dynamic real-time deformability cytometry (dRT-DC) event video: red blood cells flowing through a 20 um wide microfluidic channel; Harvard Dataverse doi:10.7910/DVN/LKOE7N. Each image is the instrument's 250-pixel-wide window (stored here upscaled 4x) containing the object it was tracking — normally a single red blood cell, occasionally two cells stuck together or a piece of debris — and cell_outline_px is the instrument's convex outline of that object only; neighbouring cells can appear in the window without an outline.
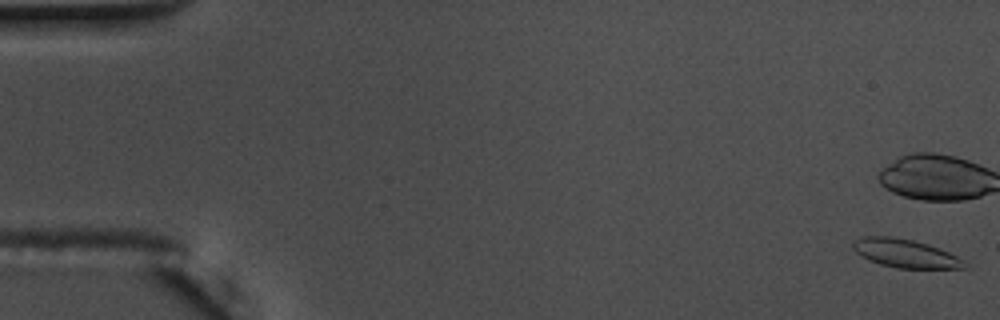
{"species": "common noctule bat (a hibernating species)", "species_latin": "Nyctalus noctula", "temperature_condition": "warm", "stored_images_in_passage": 57, "camera_frame_rate_fps": 3000, "um_per_image_px": 0.085, "animal": {"sex": "male", "body_mass_g": 17.5, "forearm_length_mm": 52.3}, "frame": {"image": 1, "passage_image": 1, "time_ms": 0.0, "image_size_px": [1000, 320], "cell_outline_px": [[968, 268], [900, 268], [880, 264], [860, 256], [852, 248], [852, 244], [856, 240], [864, 236], [892, 236], [912, 240], [928, 244], [940, 248], [964, 260]], "centroid_in_image_um": [76.95, 21.53], "position_along_channel_um": 8.1, "area_um2": 18.38}}